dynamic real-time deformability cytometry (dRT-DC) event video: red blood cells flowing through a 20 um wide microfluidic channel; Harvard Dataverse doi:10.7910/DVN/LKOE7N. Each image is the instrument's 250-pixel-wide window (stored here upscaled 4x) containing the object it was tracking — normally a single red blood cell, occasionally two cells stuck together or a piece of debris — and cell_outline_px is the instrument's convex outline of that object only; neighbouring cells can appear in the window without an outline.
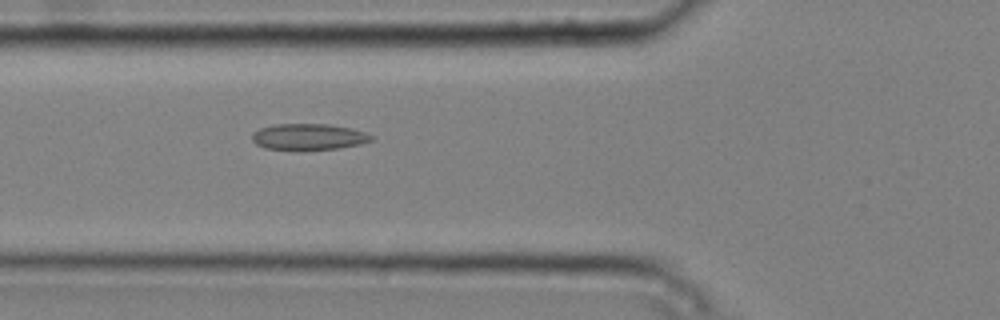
{"species": "common noctule bat (a hibernating species)", "species_latin": "Nyctalus noctula", "temperature_condition": "cold", "stored_images_in_passage": 5, "camera_frame_rate_fps": 3000, "um_per_image_px": 0.085, "animal": {"sex": "male", "body_mass_g": 20.4}, "frame": {"image": 1, "passage_image": 5, "time_ms": 1.333, "image_size_px": [1000, 320], "cell_outline_px": [[376, 136], [372, 140], [360, 144], [336, 148], [264, 148], [256, 144], [252, 140], [252, 132], [260, 128], [272, 124], [328, 124], [352, 128]], "centroid_in_image_um": [26.24, 11.59], "position_along_channel_um": 99.6, "area_um2": 17.8}}